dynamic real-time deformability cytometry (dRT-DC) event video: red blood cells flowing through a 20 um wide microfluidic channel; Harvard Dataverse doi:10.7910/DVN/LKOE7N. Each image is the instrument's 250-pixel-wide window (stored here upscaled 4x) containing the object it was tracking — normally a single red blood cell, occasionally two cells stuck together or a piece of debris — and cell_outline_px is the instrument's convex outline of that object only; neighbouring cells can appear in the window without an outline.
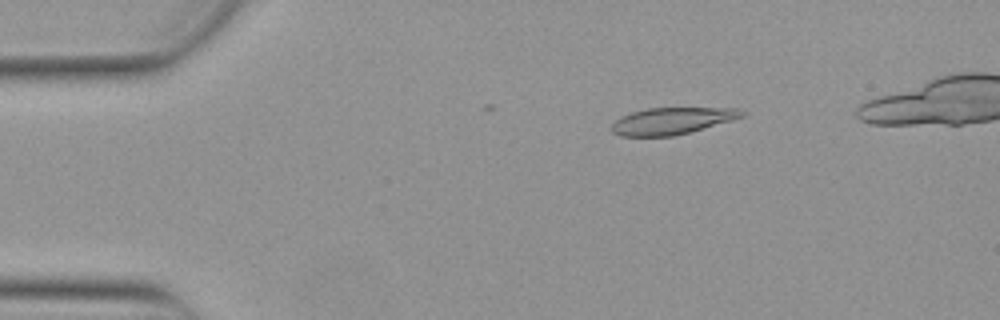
{"species": "Egyptian fruit bat (a non-hibernating species)", "species_latin": "Rousettus aegyptiacus", "temperature_condition": "warm", "stored_images_in_passage": 10, "camera_frame_rate_fps": 3000, "um_per_image_px": 0.085, "animal": {"sex": "female"}, "frame": {"image": 1, "passage_image": 7, "time_ms": 2.0, "image_size_px": [1000, 320], "cell_outline_px": [[748, 112], [744, 116], [732, 120], [688, 132], [672, 136], [620, 136], [612, 132], [612, 124], [620, 116], [632, 112], [648, 108], [736, 108]], "centroid_in_image_um": [57.11, 10.27], "position_along_channel_um": 27.9, "area_um2": 20.17}}